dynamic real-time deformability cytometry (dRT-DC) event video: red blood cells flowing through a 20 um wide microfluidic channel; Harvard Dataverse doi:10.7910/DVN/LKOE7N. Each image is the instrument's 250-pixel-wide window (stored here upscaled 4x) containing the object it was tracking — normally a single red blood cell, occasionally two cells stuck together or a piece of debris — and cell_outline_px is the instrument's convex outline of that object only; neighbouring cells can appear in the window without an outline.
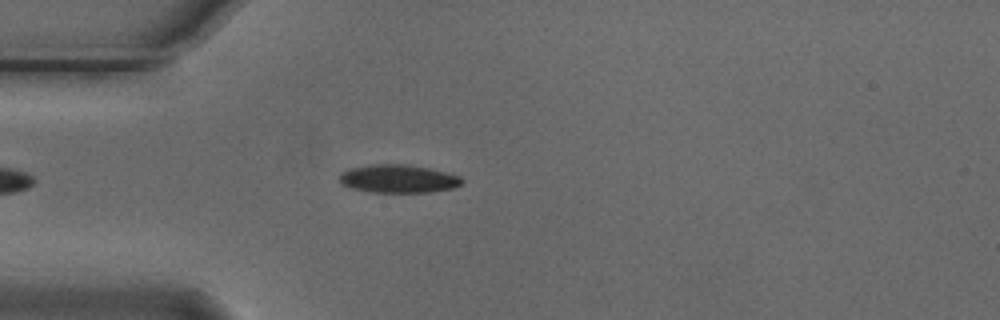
{"species": "Egyptian fruit bat (a non-hibernating species)", "species_latin": "Rousettus aegyptiacus", "temperature_condition": "cold", "stored_images_in_passage": 47, "camera_frame_rate_fps": 3000, "um_per_image_px": 0.085, "animal": {"sex": "male"}, "frame": {"image": 1, "passage_image": 8, "time_ms": 2.333, "image_size_px": [1000, 320], "cell_outline_px": [[464, 180], [460, 184], [452, 188], [428, 192], [372, 192], [352, 188], [340, 184], [340, 172], [348, 168], [372, 164], [408, 164], [428, 168], [460, 176]], "centroid_in_image_um": [33.81, 15.18], "position_along_channel_um": 51.2, "area_um2": 20.06}}
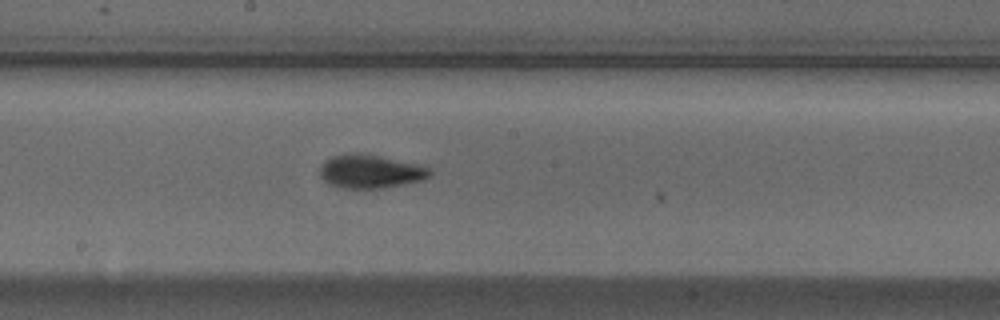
{"frame": {"image": 2, "passage_image": 22, "time_ms": 7.0, "image_size_px": [1000, 320], "cell_outline_px": [[432, 172], [424, 180], [380, 188], [340, 188], [328, 184], [320, 176], [320, 168], [324, 160], [332, 156], [356, 152], [416, 164], [428, 168]], "centroid_in_image_um": [31.42, 14.58], "position_along_channel_um": 216.8, "area_um2": 21.15}}
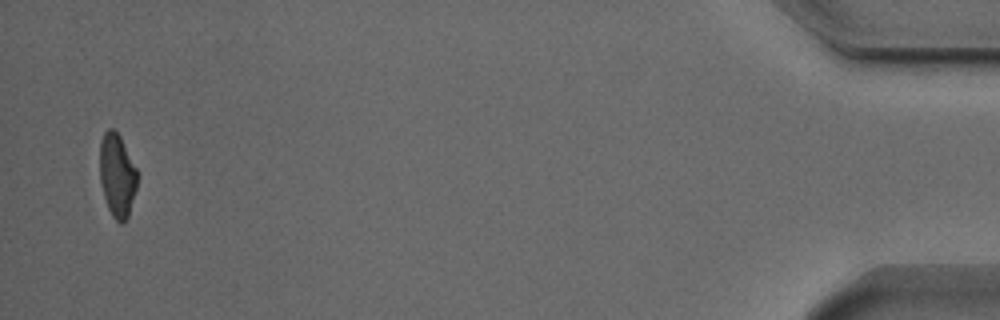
{"frame": {"image": 3, "passage_image": 46, "time_ms": 15.0, "image_size_px": [1000, 320], "cell_outline_px": [[136, 188], [128, 216], [124, 224], [120, 224], [112, 216], [108, 208], [104, 196], [100, 180], [100, 140], [104, 132], [108, 128], [116, 128], [136, 168]], "centroid_in_image_um": [9.94, 14.88], "position_along_channel_um": 425.3, "area_um2": 18.15}, "authors_computed_cell_mechanics": {"area_um2": 19.652, "velocity_mm_per_s": 3.7569, "shape_relaxation_time_tau1_ms": 2.8084, "shape_relaxation_time_tau2_ms": 2.0377, "deformation_change_tau1": 0.1352, "deformation_change_tau2": 0.0619}}